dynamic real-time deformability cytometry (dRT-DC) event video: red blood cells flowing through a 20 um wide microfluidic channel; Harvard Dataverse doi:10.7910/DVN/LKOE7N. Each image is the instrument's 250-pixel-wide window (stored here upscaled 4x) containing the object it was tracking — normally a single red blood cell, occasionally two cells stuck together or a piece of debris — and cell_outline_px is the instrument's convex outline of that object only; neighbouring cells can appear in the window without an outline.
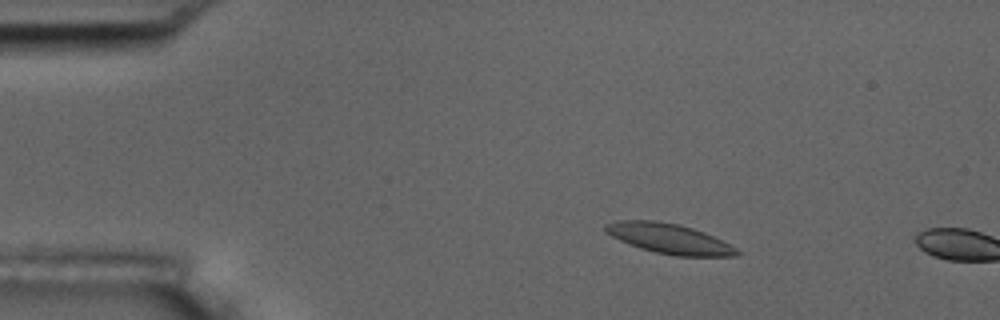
{"species": "common noctule bat (a hibernating species)", "species_latin": "Nyctalus noctula", "temperature_condition": "room temperature", "stored_images_in_passage": 3, "camera_frame_rate_fps": 3000, "um_per_image_px": 0.085, "animal": {"sex": "male", "body_mass_g": 17.5, "forearm_length_mm": 52.3}, "frame": {"image": 1, "passage_image": 2, "time_ms": 1.0, "image_size_px": [1000, 320], "cell_outline_px": [[740, 252], [736, 256], [676, 256], [656, 252], [640, 248], [628, 244], [604, 232], [604, 224], [616, 220], [656, 220], [680, 224], [704, 232], [736, 248]], "centroid_in_image_um": [56.82, 20.27], "position_along_channel_um": 28.2, "area_um2": 22.95}}